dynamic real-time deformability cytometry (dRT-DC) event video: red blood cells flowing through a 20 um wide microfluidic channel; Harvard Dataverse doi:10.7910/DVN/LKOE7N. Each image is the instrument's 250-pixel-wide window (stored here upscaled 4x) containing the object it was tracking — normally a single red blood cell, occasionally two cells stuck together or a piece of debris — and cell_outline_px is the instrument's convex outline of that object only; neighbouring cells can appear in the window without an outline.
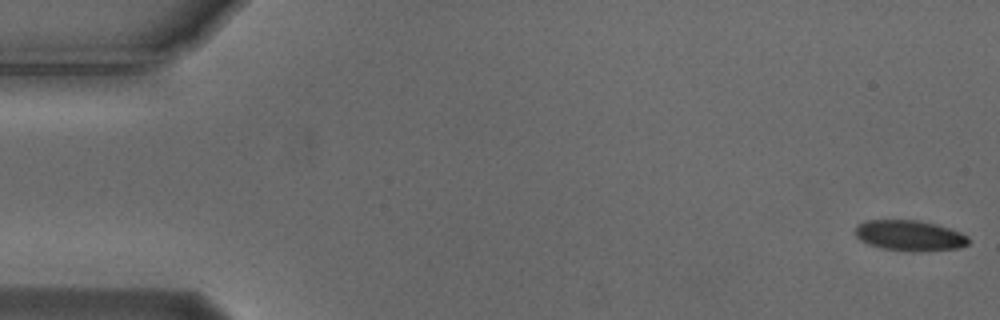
{"species": "Egyptian fruit bat (a non-hibernating species)", "species_latin": "Rousettus aegyptiacus", "temperature_condition": "cold", "stored_images_in_passage": 55, "camera_frame_rate_fps": 3000, "um_per_image_px": 0.085, "animal": {"sex": "male"}, "frame": {"image": 1, "passage_image": 1, "time_ms": 0.0, "image_size_px": [1000, 320], "cell_outline_px": [[968, 244], [960, 248], [912, 252], [880, 248], [868, 244], [860, 240], [856, 236], [856, 224], [864, 220], [916, 220], [936, 224], [960, 232], [968, 236]], "centroid_in_image_um": [77.29, 20.02], "position_along_channel_um": 7.7, "area_um2": 20.29}}
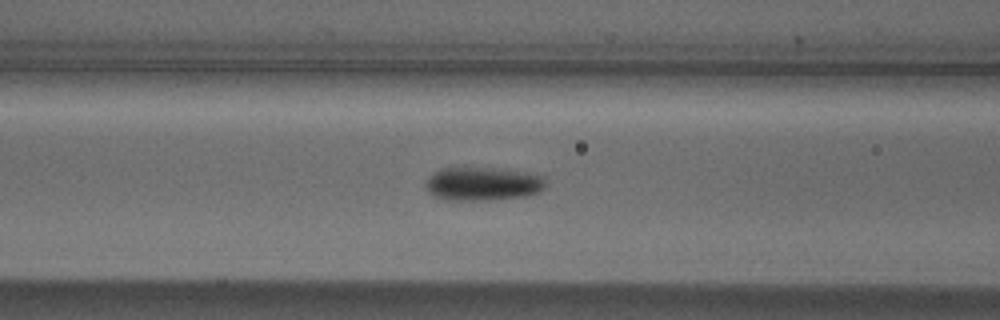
{"frame": {"image": 2, "passage_image": 22, "time_ms": 7.0, "image_size_px": [1000, 320], "cell_outline_px": [[548, 184], [540, 192], [524, 196], [488, 200], [448, 200], [432, 196], [428, 192], [424, 184], [432, 172], [440, 168], [488, 168], [528, 172], [544, 176]], "centroid_in_image_um": [41.03, 15.63], "position_along_channel_um": 125.6, "area_um2": 23.7}}
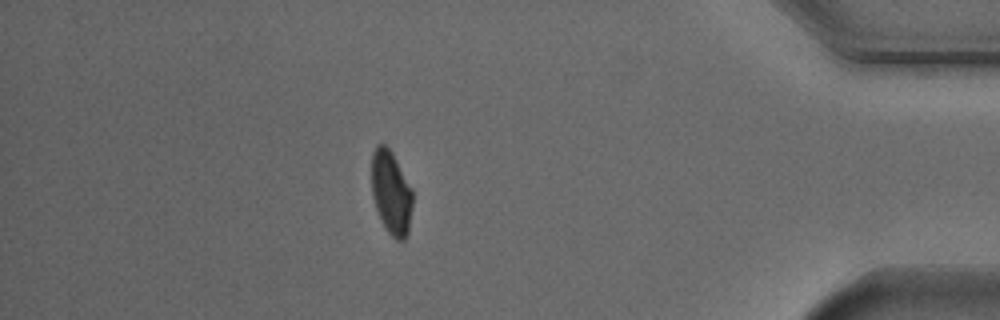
{"frame": {"image": 3, "passage_image": 48, "time_ms": 15.667, "image_size_px": [1000, 320], "cell_outline_px": [[412, 204], [408, 232], [404, 240], [396, 240], [388, 232], [376, 208], [372, 196], [372, 152], [376, 144], [384, 144], [392, 152], [412, 188]], "centroid_in_image_um": [33.25, 16.34], "position_along_channel_um": 402.0, "area_um2": 19.83}, "authors_computed_cell_mechanics": {"area_um2": 21.7906, "velocity_mm_per_s": 3.7101, "shape_relaxation_time_tau1_ms": 2.553, "shape_relaxation_time_tau2_ms": null, "deformation_change_tau1": 0.1037, "deformation_change_tau2": null}}